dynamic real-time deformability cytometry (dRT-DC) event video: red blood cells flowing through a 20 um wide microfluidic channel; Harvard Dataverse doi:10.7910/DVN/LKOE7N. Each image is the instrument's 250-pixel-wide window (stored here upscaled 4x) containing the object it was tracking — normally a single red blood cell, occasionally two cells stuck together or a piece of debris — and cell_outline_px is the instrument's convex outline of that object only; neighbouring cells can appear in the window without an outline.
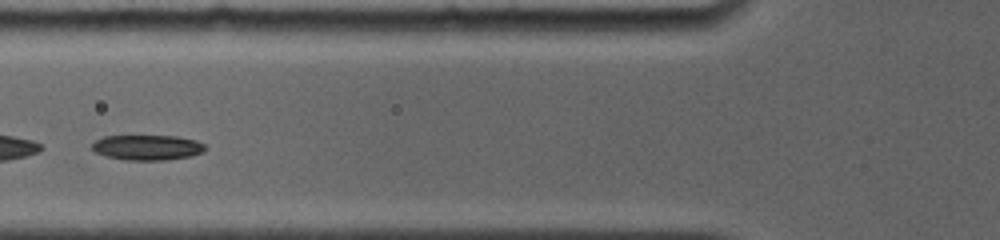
{"species": "common noctule bat (a hibernating species)", "species_latin": "Nyctalus noctula", "temperature_condition": "room temperature", "stored_images_in_passage": 22, "camera_frame_rate_fps": 4000, "um_per_image_px": 0.085, "animal": {"sex": "female", "body_mass_g": 19.0, "forearm_length_mm": 56.7}, "frame": {"image": 1, "passage_image": 4, "time_ms": 1.25, "image_size_px": [1000, 240], "cell_outline_px": [[204, 148], [200, 152], [188, 156], [164, 160], [128, 160], [108, 156], [96, 152], [92, 148], [92, 144], [96, 140], [104, 136], [176, 136], [196, 140], [204, 144]], "centroid_in_image_um": [12.49, 12.52], "position_along_channel_um": 113.3, "area_um2": 16.24}}